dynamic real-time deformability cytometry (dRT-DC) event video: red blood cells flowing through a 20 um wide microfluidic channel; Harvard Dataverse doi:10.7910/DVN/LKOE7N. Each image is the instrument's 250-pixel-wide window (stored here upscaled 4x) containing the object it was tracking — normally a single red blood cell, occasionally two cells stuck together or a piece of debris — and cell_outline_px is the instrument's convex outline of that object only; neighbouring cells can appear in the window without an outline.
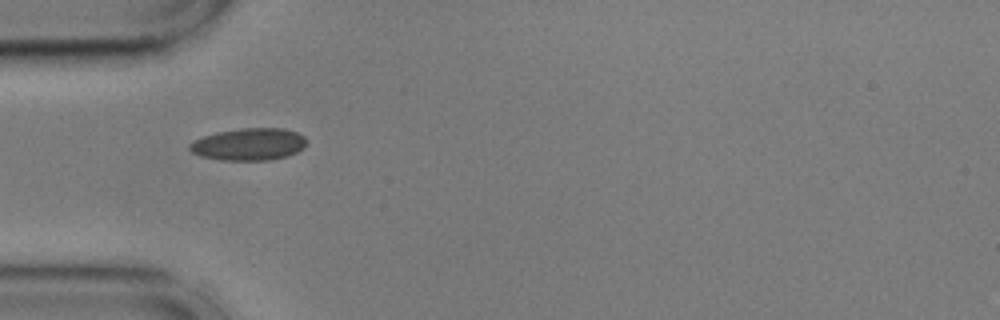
{"species": "common noctule bat (a hibernating species)", "species_latin": "Nyctalus noctula", "temperature_condition": "cold", "stored_images_in_passage": 4, "camera_frame_rate_fps": 3000, "um_per_image_px": 0.085, "animal": {"sex": "male", "body_mass_g": 17.9, "forearm_length_mm": 54.2}, "frame": {"image": 1, "passage_image": 1, "time_ms": 0.0, "image_size_px": [1000, 320], "cell_outline_px": [[308, 140], [304, 148], [288, 156], [268, 160], [220, 160], [200, 156], [192, 152], [188, 148], [188, 144], [192, 140], [216, 132], [240, 128], [284, 128], [296, 132], [304, 136]], "centroid_in_image_um": [21.15, 12.26], "position_along_channel_um": 63.9, "area_um2": 22.2}}